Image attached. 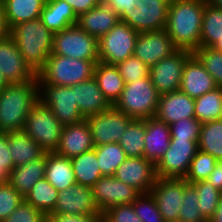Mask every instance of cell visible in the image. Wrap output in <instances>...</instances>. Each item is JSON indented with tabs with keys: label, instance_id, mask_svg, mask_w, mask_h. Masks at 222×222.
I'll use <instances>...</instances> for the list:
<instances>
[{
	"label": "cell",
	"instance_id": "5bb4252c",
	"mask_svg": "<svg viewBox=\"0 0 222 222\" xmlns=\"http://www.w3.org/2000/svg\"><path fill=\"white\" fill-rule=\"evenodd\" d=\"M184 178L157 177L150 193L156 200L158 209L165 222H178V215L184 196Z\"/></svg>",
	"mask_w": 222,
	"mask_h": 222
},
{
	"label": "cell",
	"instance_id": "8d00e7d4",
	"mask_svg": "<svg viewBox=\"0 0 222 222\" xmlns=\"http://www.w3.org/2000/svg\"><path fill=\"white\" fill-rule=\"evenodd\" d=\"M198 149L222 160V119L201 125Z\"/></svg>",
	"mask_w": 222,
	"mask_h": 222
},
{
	"label": "cell",
	"instance_id": "30bf717a",
	"mask_svg": "<svg viewBox=\"0 0 222 222\" xmlns=\"http://www.w3.org/2000/svg\"><path fill=\"white\" fill-rule=\"evenodd\" d=\"M130 12H122L120 21L138 33L165 29L169 3L164 0H139Z\"/></svg>",
	"mask_w": 222,
	"mask_h": 222
},
{
	"label": "cell",
	"instance_id": "5b68a950",
	"mask_svg": "<svg viewBox=\"0 0 222 222\" xmlns=\"http://www.w3.org/2000/svg\"><path fill=\"white\" fill-rule=\"evenodd\" d=\"M95 63L51 54L45 66L37 73L38 83L72 86L93 77Z\"/></svg>",
	"mask_w": 222,
	"mask_h": 222
},
{
	"label": "cell",
	"instance_id": "7402d4cb",
	"mask_svg": "<svg viewBox=\"0 0 222 222\" xmlns=\"http://www.w3.org/2000/svg\"><path fill=\"white\" fill-rule=\"evenodd\" d=\"M217 87L212 76L200 61L192 55L184 65L180 90L190 98L196 99Z\"/></svg>",
	"mask_w": 222,
	"mask_h": 222
},
{
	"label": "cell",
	"instance_id": "44dd1931",
	"mask_svg": "<svg viewBox=\"0 0 222 222\" xmlns=\"http://www.w3.org/2000/svg\"><path fill=\"white\" fill-rule=\"evenodd\" d=\"M195 101L181 90L161 94L155 117L169 126L186 118H195Z\"/></svg>",
	"mask_w": 222,
	"mask_h": 222
},
{
	"label": "cell",
	"instance_id": "83f0119b",
	"mask_svg": "<svg viewBox=\"0 0 222 222\" xmlns=\"http://www.w3.org/2000/svg\"><path fill=\"white\" fill-rule=\"evenodd\" d=\"M7 142L15 166L41 158L46 151L23 130L8 132Z\"/></svg>",
	"mask_w": 222,
	"mask_h": 222
},
{
	"label": "cell",
	"instance_id": "7c38bea8",
	"mask_svg": "<svg viewBox=\"0 0 222 222\" xmlns=\"http://www.w3.org/2000/svg\"><path fill=\"white\" fill-rule=\"evenodd\" d=\"M90 127L95 146L118 143L133 118L113 106L85 119Z\"/></svg>",
	"mask_w": 222,
	"mask_h": 222
},
{
	"label": "cell",
	"instance_id": "603a6c76",
	"mask_svg": "<svg viewBox=\"0 0 222 222\" xmlns=\"http://www.w3.org/2000/svg\"><path fill=\"white\" fill-rule=\"evenodd\" d=\"M70 87L74 90L75 101L84 119L112 107L94 77Z\"/></svg>",
	"mask_w": 222,
	"mask_h": 222
},
{
	"label": "cell",
	"instance_id": "cb8c5ba5",
	"mask_svg": "<svg viewBox=\"0 0 222 222\" xmlns=\"http://www.w3.org/2000/svg\"><path fill=\"white\" fill-rule=\"evenodd\" d=\"M170 127L165 122L151 117L146 119V133L144 136V155L155 165L170 147Z\"/></svg>",
	"mask_w": 222,
	"mask_h": 222
},
{
	"label": "cell",
	"instance_id": "816d5d0a",
	"mask_svg": "<svg viewBox=\"0 0 222 222\" xmlns=\"http://www.w3.org/2000/svg\"><path fill=\"white\" fill-rule=\"evenodd\" d=\"M71 5L73 11L79 17L81 14L86 13L91 8L98 5L96 0H65Z\"/></svg>",
	"mask_w": 222,
	"mask_h": 222
},
{
	"label": "cell",
	"instance_id": "f5cc1de1",
	"mask_svg": "<svg viewBox=\"0 0 222 222\" xmlns=\"http://www.w3.org/2000/svg\"><path fill=\"white\" fill-rule=\"evenodd\" d=\"M136 2L139 0H109L107 5L120 16L122 12H130L131 9L135 8Z\"/></svg>",
	"mask_w": 222,
	"mask_h": 222
},
{
	"label": "cell",
	"instance_id": "52a82bcc",
	"mask_svg": "<svg viewBox=\"0 0 222 222\" xmlns=\"http://www.w3.org/2000/svg\"><path fill=\"white\" fill-rule=\"evenodd\" d=\"M63 125L52 110L38 101L26 117L23 131L46 152H54L59 145Z\"/></svg>",
	"mask_w": 222,
	"mask_h": 222
},
{
	"label": "cell",
	"instance_id": "f1b7e54d",
	"mask_svg": "<svg viewBox=\"0 0 222 222\" xmlns=\"http://www.w3.org/2000/svg\"><path fill=\"white\" fill-rule=\"evenodd\" d=\"M45 178L59 192L76 184L71 159L55 152H46Z\"/></svg>",
	"mask_w": 222,
	"mask_h": 222
},
{
	"label": "cell",
	"instance_id": "681fc988",
	"mask_svg": "<svg viewBox=\"0 0 222 222\" xmlns=\"http://www.w3.org/2000/svg\"><path fill=\"white\" fill-rule=\"evenodd\" d=\"M15 167L7 142V133H0V179L7 182L9 173Z\"/></svg>",
	"mask_w": 222,
	"mask_h": 222
},
{
	"label": "cell",
	"instance_id": "6f0895ef",
	"mask_svg": "<svg viewBox=\"0 0 222 222\" xmlns=\"http://www.w3.org/2000/svg\"><path fill=\"white\" fill-rule=\"evenodd\" d=\"M211 48L215 51L222 52V38H219Z\"/></svg>",
	"mask_w": 222,
	"mask_h": 222
},
{
	"label": "cell",
	"instance_id": "9a60e30c",
	"mask_svg": "<svg viewBox=\"0 0 222 222\" xmlns=\"http://www.w3.org/2000/svg\"><path fill=\"white\" fill-rule=\"evenodd\" d=\"M91 189L101 213L116 205L131 204L140 195L135 188L114 176H102Z\"/></svg>",
	"mask_w": 222,
	"mask_h": 222
},
{
	"label": "cell",
	"instance_id": "9c48e42d",
	"mask_svg": "<svg viewBox=\"0 0 222 222\" xmlns=\"http://www.w3.org/2000/svg\"><path fill=\"white\" fill-rule=\"evenodd\" d=\"M138 34L128 24L119 21L98 39L99 62L116 65L132 56Z\"/></svg>",
	"mask_w": 222,
	"mask_h": 222
},
{
	"label": "cell",
	"instance_id": "b9f144b4",
	"mask_svg": "<svg viewBox=\"0 0 222 222\" xmlns=\"http://www.w3.org/2000/svg\"><path fill=\"white\" fill-rule=\"evenodd\" d=\"M193 55L212 76L217 86L222 87V52L215 51L211 47L200 46Z\"/></svg>",
	"mask_w": 222,
	"mask_h": 222
},
{
	"label": "cell",
	"instance_id": "7bdbcfd3",
	"mask_svg": "<svg viewBox=\"0 0 222 222\" xmlns=\"http://www.w3.org/2000/svg\"><path fill=\"white\" fill-rule=\"evenodd\" d=\"M132 206L142 222H165L151 193L140 194L132 202Z\"/></svg>",
	"mask_w": 222,
	"mask_h": 222
},
{
	"label": "cell",
	"instance_id": "60d3db41",
	"mask_svg": "<svg viewBox=\"0 0 222 222\" xmlns=\"http://www.w3.org/2000/svg\"><path fill=\"white\" fill-rule=\"evenodd\" d=\"M215 165L216 159L214 156L198 150L184 179L190 184L206 180L214 170Z\"/></svg>",
	"mask_w": 222,
	"mask_h": 222
},
{
	"label": "cell",
	"instance_id": "e0dca14e",
	"mask_svg": "<svg viewBox=\"0 0 222 222\" xmlns=\"http://www.w3.org/2000/svg\"><path fill=\"white\" fill-rule=\"evenodd\" d=\"M114 177L140 194L150 193L157 179L156 166L144 157H127L117 168Z\"/></svg>",
	"mask_w": 222,
	"mask_h": 222
},
{
	"label": "cell",
	"instance_id": "ffe728a7",
	"mask_svg": "<svg viewBox=\"0 0 222 222\" xmlns=\"http://www.w3.org/2000/svg\"><path fill=\"white\" fill-rule=\"evenodd\" d=\"M94 147L90 127L84 120L78 124L63 126L59 145L54 152L71 159Z\"/></svg>",
	"mask_w": 222,
	"mask_h": 222
},
{
	"label": "cell",
	"instance_id": "4316f807",
	"mask_svg": "<svg viewBox=\"0 0 222 222\" xmlns=\"http://www.w3.org/2000/svg\"><path fill=\"white\" fill-rule=\"evenodd\" d=\"M40 19L53 34L78 22L77 15L65 0H46Z\"/></svg>",
	"mask_w": 222,
	"mask_h": 222
},
{
	"label": "cell",
	"instance_id": "3957f363",
	"mask_svg": "<svg viewBox=\"0 0 222 222\" xmlns=\"http://www.w3.org/2000/svg\"><path fill=\"white\" fill-rule=\"evenodd\" d=\"M10 35L25 62L37 74L52 53L53 33L38 18L15 25Z\"/></svg>",
	"mask_w": 222,
	"mask_h": 222
},
{
	"label": "cell",
	"instance_id": "f546056e",
	"mask_svg": "<svg viewBox=\"0 0 222 222\" xmlns=\"http://www.w3.org/2000/svg\"><path fill=\"white\" fill-rule=\"evenodd\" d=\"M7 26L40 18L46 0H2Z\"/></svg>",
	"mask_w": 222,
	"mask_h": 222
},
{
	"label": "cell",
	"instance_id": "ab89813d",
	"mask_svg": "<svg viewBox=\"0 0 222 222\" xmlns=\"http://www.w3.org/2000/svg\"><path fill=\"white\" fill-rule=\"evenodd\" d=\"M198 193L195 187L188 183L184 187V196L178 215V222H208L198 206Z\"/></svg>",
	"mask_w": 222,
	"mask_h": 222
},
{
	"label": "cell",
	"instance_id": "74e56055",
	"mask_svg": "<svg viewBox=\"0 0 222 222\" xmlns=\"http://www.w3.org/2000/svg\"><path fill=\"white\" fill-rule=\"evenodd\" d=\"M98 166L103 176H114L117 168L127 158L119 143L95 146Z\"/></svg>",
	"mask_w": 222,
	"mask_h": 222
},
{
	"label": "cell",
	"instance_id": "1f68e13d",
	"mask_svg": "<svg viewBox=\"0 0 222 222\" xmlns=\"http://www.w3.org/2000/svg\"><path fill=\"white\" fill-rule=\"evenodd\" d=\"M76 184L92 187L103 175L98 166L95 148L71 158Z\"/></svg>",
	"mask_w": 222,
	"mask_h": 222
},
{
	"label": "cell",
	"instance_id": "ee69618b",
	"mask_svg": "<svg viewBox=\"0 0 222 222\" xmlns=\"http://www.w3.org/2000/svg\"><path fill=\"white\" fill-rule=\"evenodd\" d=\"M124 83L149 77L150 68L135 55L129 56L124 61L116 64Z\"/></svg>",
	"mask_w": 222,
	"mask_h": 222
},
{
	"label": "cell",
	"instance_id": "8fae6325",
	"mask_svg": "<svg viewBox=\"0 0 222 222\" xmlns=\"http://www.w3.org/2000/svg\"><path fill=\"white\" fill-rule=\"evenodd\" d=\"M198 150L193 139H170L169 149L155 165L157 177L184 178Z\"/></svg>",
	"mask_w": 222,
	"mask_h": 222
},
{
	"label": "cell",
	"instance_id": "d6a6232c",
	"mask_svg": "<svg viewBox=\"0 0 222 222\" xmlns=\"http://www.w3.org/2000/svg\"><path fill=\"white\" fill-rule=\"evenodd\" d=\"M194 101L195 119L202 124L222 119V87H217Z\"/></svg>",
	"mask_w": 222,
	"mask_h": 222
},
{
	"label": "cell",
	"instance_id": "11a10c76",
	"mask_svg": "<svg viewBox=\"0 0 222 222\" xmlns=\"http://www.w3.org/2000/svg\"><path fill=\"white\" fill-rule=\"evenodd\" d=\"M10 35V30L7 26L5 15H4V8H3V1H0V41L5 39L7 36Z\"/></svg>",
	"mask_w": 222,
	"mask_h": 222
},
{
	"label": "cell",
	"instance_id": "484cf974",
	"mask_svg": "<svg viewBox=\"0 0 222 222\" xmlns=\"http://www.w3.org/2000/svg\"><path fill=\"white\" fill-rule=\"evenodd\" d=\"M46 153L39 159L15 166L9 173L8 182L24 198L39 180L45 178Z\"/></svg>",
	"mask_w": 222,
	"mask_h": 222
},
{
	"label": "cell",
	"instance_id": "7dc6e473",
	"mask_svg": "<svg viewBox=\"0 0 222 222\" xmlns=\"http://www.w3.org/2000/svg\"><path fill=\"white\" fill-rule=\"evenodd\" d=\"M2 222H47V216L33 205L23 200Z\"/></svg>",
	"mask_w": 222,
	"mask_h": 222
},
{
	"label": "cell",
	"instance_id": "f35d334b",
	"mask_svg": "<svg viewBox=\"0 0 222 222\" xmlns=\"http://www.w3.org/2000/svg\"><path fill=\"white\" fill-rule=\"evenodd\" d=\"M198 193V206L203 216L209 221L213 216L222 193L206 180L192 183Z\"/></svg>",
	"mask_w": 222,
	"mask_h": 222
},
{
	"label": "cell",
	"instance_id": "6125c7cd",
	"mask_svg": "<svg viewBox=\"0 0 222 222\" xmlns=\"http://www.w3.org/2000/svg\"><path fill=\"white\" fill-rule=\"evenodd\" d=\"M98 222H109L108 220H106L103 216H101L98 220Z\"/></svg>",
	"mask_w": 222,
	"mask_h": 222
},
{
	"label": "cell",
	"instance_id": "db71d44e",
	"mask_svg": "<svg viewBox=\"0 0 222 222\" xmlns=\"http://www.w3.org/2000/svg\"><path fill=\"white\" fill-rule=\"evenodd\" d=\"M206 181L211 183L216 190L222 193V160H216L215 168Z\"/></svg>",
	"mask_w": 222,
	"mask_h": 222
},
{
	"label": "cell",
	"instance_id": "4fadbf2b",
	"mask_svg": "<svg viewBox=\"0 0 222 222\" xmlns=\"http://www.w3.org/2000/svg\"><path fill=\"white\" fill-rule=\"evenodd\" d=\"M192 55L188 50H177L150 67L151 82L160 95L180 90L184 65Z\"/></svg>",
	"mask_w": 222,
	"mask_h": 222
},
{
	"label": "cell",
	"instance_id": "4dcf8cb0",
	"mask_svg": "<svg viewBox=\"0 0 222 222\" xmlns=\"http://www.w3.org/2000/svg\"><path fill=\"white\" fill-rule=\"evenodd\" d=\"M93 77L109 103L113 106L124 89V79L116 65L96 63Z\"/></svg>",
	"mask_w": 222,
	"mask_h": 222
},
{
	"label": "cell",
	"instance_id": "8992f818",
	"mask_svg": "<svg viewBox=\"0 0 222 222\" xmlns=\"http://www.w3.org/2000/svg\"><path fill=\"white\" fill-rule=\"evenodd\" d=\"M51 54L93 61L96 64L99 62L98 39L78 25H73L53 34Z\"/></svg>",
	"mask_w": 222,
	"mask_h": 222
},
{
	"label": "cell",
	"instance_id": "be15d7a7",
	"mask_svg": "<svg viewBox=\"0 0 222 222\" xmlns=\"http://www.w3.org/2000/svg\"><path fill=\"white\" fill-rule=\"evenodd\" d=\"M164 1H167L170 4V3H173L176 0H164Z\"/></svg>",
	"mask_w": 222,
	"mask_h": 222
},
{
	"label": "cell",
	"instance_id": "d590c367",
	"mask_svg": "<svg viewBox=\"0 0 222 222\" xmlns=\"http://www.w3.org/2000/svg\"><path fill=\"white\" fill-rule=\"evenodd\" d=\"M219 38H222V8L211 6L206 1L202 17L200 46L212 47Z\"/></svg>",
	"mask_w": 222,
	"mask_h": 222
},
{
	"label": "cell",
	"instance_id": "f6af8a7d",
	"mask_svg": "<svg viewBox=\"0 0 222 222\" xmlns=\"http://www.w3.org/2000/svg\"><path fill=\"white\" fill-rule=\"evenodd\" d=\"M24 200L7 181L0 184V222L4 221Z\"/></svg>",
	"mask_w": 222,
	"mask_h": 222
},
{
	"label": "cell",
	"instance_id": "91938a15",
	"mask_svg": "<svg viewBox=\"0 0 222 222\" xmlns=\"http://www.w3.org/2000/svg\"><path fill=\"white\" fill-rule=\"evenodd\" d=\"M7 84H8V82L6 81V79L4 78V76L2 75V73L0 71V91L2 89H4Z\"/></svg>",
	"mask_w": 222,
	"mask_h": 222
},
{
	"label": "cell",
	"instance_id": "9f6ffc18",
	"mask_svg": "<svg viewBox=\"0 0 222 222\" xmlns=\"http://www.w3.org/2000/svg\"><path fill=\"white\" fill-rule=\"evenodd\" d=\"M209 222H222V196H221L219 204H218L213 216L209 220Z\"/></svg>",
	"mask_w": 222,
	"mask_h": 222
},
{
	"label": "cell",
	"instance_id": "7a4b0ae2",
	"mask_svg": "<svg viewBox=\"0 0 222 222\" xmlns=\"http://www.w3.org/2000/svg\"><path fill=\"white\" fill-rule=\"evenodd\" d=\"M38 101L37 76L23 83H8L0 91V133L23 130L26 117Z\"/></svg>",
	"mask_w": 222,
	"mask_h": 222
},
{
	"label": "cell",
	"instance_id": "ac0fdd59",
	"mask_svg": "<svg viewBox=\"0 0 222 222\" xmlns=\"http://www.w3.org/2000/svg\"><path fill=\"white\" fill-rule=\"evenodd\" d=\"M0 71L8 83H23L37 76L23 59L11 35L0 41Z\"/></svg>",
	"mask_w": 222,
	"mask_h": 222
},
{
	"label": "cell",
	"instance_id": "e575fe53",
	"mask_svg": "<svg viewBox=\"0 0 222 222\" xmlns=\"http://www.w3.org/2000/svg\"><path fill=\"white\" fill-rule=\"evenodd\" d=\"M146 119H133L118 142L127 157H143Z\"/></svg>",
	"mask_w": 222,
	"mask_h": 222
},
{
	"label": "cell",
	"instance_id": "d4e9b609",
	"mask_svg": "<svg viewBox=\"0 0 222 222\" xmlns=\"http://www.w3.org/2000/svg\"><path fill=\"white\" fill-rule=\"evenodd\" d=\"M119 15L108 5H97L78 17L77 25L88 34L99 39L118 22Z\"/></svg>",
	"mask_w": 222,
	"mask_h": 222
},
{
	"label": "cell",
	"instance_id": "ba28073f",
	"mask_svg": "<svg viewBox=\"0 0 222 222\" xmlns=\"http://www.w3.org/2000/svg\"><path fill=\"white\" fill-rule=\"evenodd\" d=\"M39 101L50 108L57 120L64 125L78 124L83 118L70 86L38 83Z\"/></svg>",
	"mask_w": 222,
	"mask_h": 222
},
{
	"label": "cell",
	"instance_id": "94428289",
	"mask_svg": "<svg viewBox=\"0 0 222 222\" xmlns=\"http://www.w3.org/2000/svg\"><path fill=\"white\" fill-rule=\"evenodd\" d=\"M98 5H107L109 3V0H96Z\"/></svg>",
	"mask_w": 222,
	"mask_h": 222
},
{
	"label": "cell",
	"instance_id": "6da1fadb",
	"mask_svg": "<svg viewBox=\"0 0 222 222\" xmlns=\"http://www.w3.org/2000/svg\"><path fill=\"white\" fill-rule=\"evenodd\" d=\"M206 0H176L168 9L166 33L178 50L194 52L200 47Z\"/></svg>",
	"mask_w": 222,
	"mask_h": 222
},
{
	"label": "cell",
	"instance_id": "f907efd6",
	"mask_svg": "<svg viewBox=\"0 0 222 222\" xmlns=\"http://www.w3.org/2000/svg\"><path fill=\"white\" fill-rule=\"evenodd\" d=\"M102 215L50 213L47 222H98Z\"/></svg>",
	"mask_w": 222,
	"mask_h": 222
},
{
	"label": "cell",
	"instance_id": "d6986e66",
	"mask_svg": "<svg viewBox=\"0 0 222 222\" xmlns=\"http://www.w3.org/2000/svg\"><path fill=\"white\" fill-rule=\"evenodd\" d=\"M51 213L102 215L95 203L91 187L81 184H74L60 191L55 209Z\"/></svg>",
	"mask_w": 222,
	"mask_h": 222
},
{
	"label": "cell",
	"instance_id": "c3c4849f",
	"mask_svg": "<svg viewBox=\"0 0 222 222\" xmlns=\"http://www.w3.org/2000/svg\"><path fill=\"white\" fill-rule=\"evenodd\" d=\"M102 216L109 222H142L134 212L132 203L110 207Z\"/></svg>",
	"mask_w": 222,
	"mask_h": 222
},
{
	"label": "cell",
	"instance_id": "680465c9",
	"mask_svg": "<svg viewBox=\"0 0 222 222\" xmlns=\"http://www.w3.org/2000/svg\"><path fill=\"white\" fill-rule=\"evenodd\" d=\"M208 4L216 8H222V0H206Z\"/></svg>",
	"mask_w": 222,
	"mask_h": 222
},
{
	"label": "cell",
	"instance_id": "277c9868",
	"mask_svg": "<svg viewBox=\"0 0 222 222\" xmlns=\"http://www.w3.org/2000/svg\"><path fill=\"white\" fill-rule=\"evenodd\" d=\"M159 97L160 94L149 76L125 83L113 107L133 119H148L155 117Z\"/></svg>",
	"mask_w": 222,
	"mask_h": 222
},
{
	"label": "cell",
	"instance_id": "2e32d148",
	"mask_svg": "<svg viewBox=\"0 0 222 222\" xmlns=\"http://www.w3.org/2000/svg\"><path fill=\"white\" fill-rule=\"evenodd\" d=\"M177 50L166 30L161 29L139 33L133 55L150 68L160 60L171 56Z\"/></svg>",
	"mask_w": 222,
	"mask_h": 222
},
{
	"label": "cell",
	"instance_id": "836d02e7",
	"mask_svg": "<svg viewBox=\"0 0 222 222\" xmlns=\"http://www.w3.org/2000/svg\"><path fill=\"white\" fill-rule=\"evenodd\" d=\"M59 191L46 180L37 181L24 200L48 216L54 211Z\"/></svg>",
	"mask_w": 222,
	"mask_h": 222
},
{
	"label": "cell",
	"instance_id": "bcb514c9",
	"mask_svg": "<svg viewBox=\"0 0 222 222\" xmlns=\"http://www.w3.org/2000/svg\"><path fill=\"white\" fill-rule=\"evenodd\" d=\"M202 123L195 118H186L170 125L171 139H193L198 142Z\"/></svg>",
	"mask_w": 222,
	"mask_h": 222
}]
</instances>
